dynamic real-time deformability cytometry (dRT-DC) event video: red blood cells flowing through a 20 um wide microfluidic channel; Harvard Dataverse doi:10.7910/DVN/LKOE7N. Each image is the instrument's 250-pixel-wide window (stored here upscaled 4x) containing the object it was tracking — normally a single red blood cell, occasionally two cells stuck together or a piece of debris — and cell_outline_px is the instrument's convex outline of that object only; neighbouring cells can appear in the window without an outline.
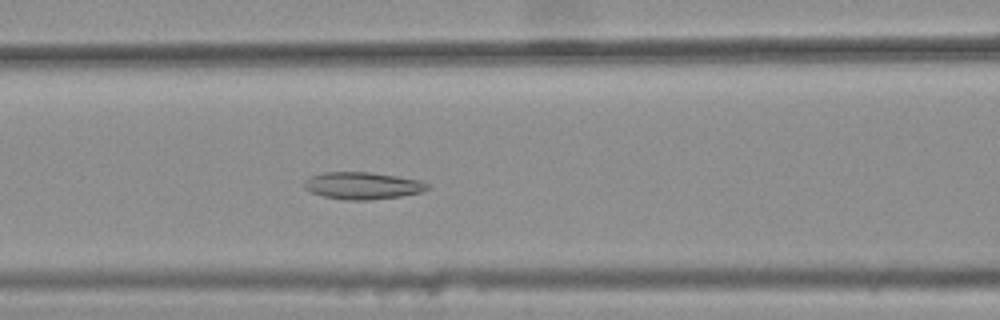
{"species": "common noctule bat (a hibernating species)", "species_latin": "Nyctalus noctula", "temperature_condition": "warm", "stored_images_in_passage": 38, "camera_frame_rate_fps": 3000, "um_per_image_px": 0.085, "animal": {"sex": "female", "body_mass_g": 25.1}, "frame": {"image": 1, "passage_image": 15, "time_ms": 4.667, "image_size_px": [1000, 320], "cell_outline_px": [[432, 188], [420, 192], [400, 196], [368, 200], [344, 200], [324, 196], [312, 192], [304, 188], [304, 180], [312, 176], [324, 172], [368, 172], [396, 176], [420, 180], [428, 184]], "centroid_in_image_um": [30.82, 15.78], "position_along_channel_um": 135.8, "area_um2": 19.36}}
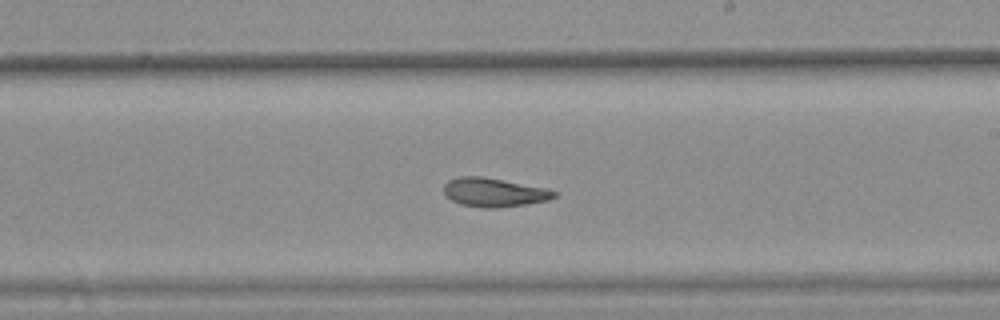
{"frame": {"image": 2, "passage_image": 24, "time_ms": 7.667, "image_size_px": [1000, 320], "cell_outline_px": [[556, 196], [548, 200], [524, 204], [496, 208], [480, 208], [460, 204], [444, 196], [444, 184], [448, 180], [460, 176], [484, 176], [544, 188], [556, 192]], "centroid_in_image_um": [41.92, 16.35], "position_along_channel_um": 247.1, "area_um2": 18.5}}
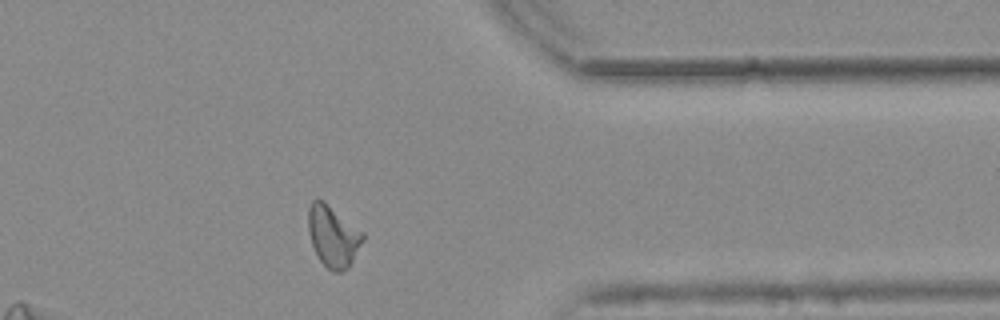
{"frame": {"image": 3, "passage_image": 36, "time_ms": 11.667, "image_size_px": [1000, 320], "cell_outline_px": [[364, 240], [348, 268], [340, 272], [332, 272], [320, 260], [312, 244], [308, 232], [308, 208], [312, 200], [320, 200], [364, 232]], "centroid_in_image_um": [28.31, 20.11], "position_along_channel_um": 383.1, "area_um2": 19.07}, "authors_computed_cell_mechanics": {"area_um2": 18.8428, "velocity_mm_per_s": 3.7235, "shape_relaxation_time_tau1_ms": null, "shape_relaxation_time_tau2_ms": 8.9263, "deformation_change_tau1": null, "deformation_change_tau2": 0.1611}}